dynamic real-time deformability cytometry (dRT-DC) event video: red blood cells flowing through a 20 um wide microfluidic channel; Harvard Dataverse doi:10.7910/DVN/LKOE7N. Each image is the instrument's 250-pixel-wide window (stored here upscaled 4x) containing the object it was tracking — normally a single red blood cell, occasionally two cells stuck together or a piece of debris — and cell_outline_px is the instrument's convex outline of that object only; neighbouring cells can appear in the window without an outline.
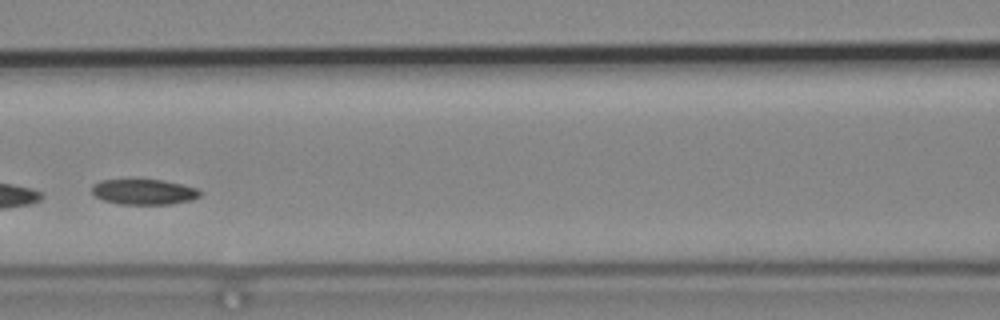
{"species": "common noctule bat (a hibernating species)", "species_latin": "Nyctalus noctula", "temperature_condition": "cold", "stored_images_in_passage": 3, "camera_frame_rate_fps": 3000, "um_per_image_px": 0.085, "animal": {"sex": "male", "body_mass_g": 19.2, "forearm_length_mm": 51.8}, "frame": {"image": 1, "passage_image": 3, "time_ms": 0.667, "image_size_px": [1000, 320], "cell_outline_px": [[200, 196], [192, 200], [172, 204], [120, 204], [104, 200], [96, 196], [92, 192], [92, 184], [100, 180], [164, 180], [196, 188], [200, 192]], "centroid_in_image_um": [12.22, 16.31], "position_along_channel_um": 154.4, "area_um2": 15.9}}